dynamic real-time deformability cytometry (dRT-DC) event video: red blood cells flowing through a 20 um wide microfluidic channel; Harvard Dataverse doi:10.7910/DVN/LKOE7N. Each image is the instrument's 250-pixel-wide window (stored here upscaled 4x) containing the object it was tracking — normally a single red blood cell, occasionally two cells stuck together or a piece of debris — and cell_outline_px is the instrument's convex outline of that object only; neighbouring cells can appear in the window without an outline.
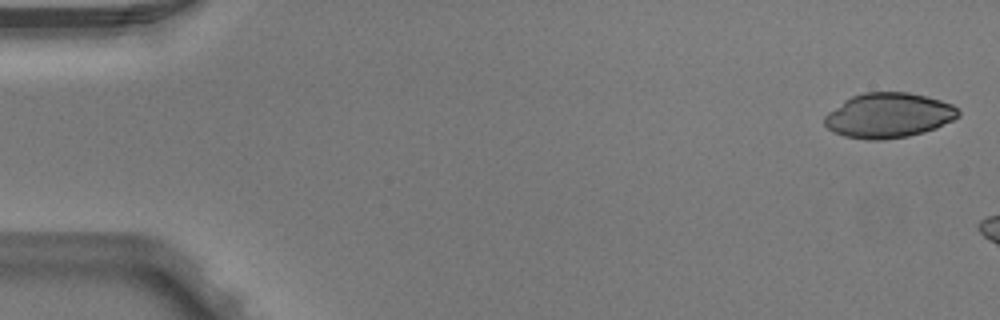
{"species": "Egyptian fruit bat (a non-hibernating species)", "species_latin": "Rousettus aegyptiacus", "temperature_condition": "warm", "stored_images_in_passage": 2, "camera_frame_rate_fps": 3000, "um_per_image_px": 0.085, "animal": {"sex": "male"}, "frame": {"image": 1, "passage_image": 1, "time_ms": 0.0, "image_size_px": [1000, 320], "cell_outline_px": [[960, 116], [936, 128], [924, 132], [908, 136], [880, 140], [868, 140], [844, 136], [832, 132], [824, 124], [824, 116], [828, 112], [844, 100], [852, 96], [864, 92], [908, 92], [928, 96], [952, 104], [960, 108]], "centroid_in_image_um": [75.53, 9.8], "position_along_channel_um": 9.5, "area_um2": 35.26}}